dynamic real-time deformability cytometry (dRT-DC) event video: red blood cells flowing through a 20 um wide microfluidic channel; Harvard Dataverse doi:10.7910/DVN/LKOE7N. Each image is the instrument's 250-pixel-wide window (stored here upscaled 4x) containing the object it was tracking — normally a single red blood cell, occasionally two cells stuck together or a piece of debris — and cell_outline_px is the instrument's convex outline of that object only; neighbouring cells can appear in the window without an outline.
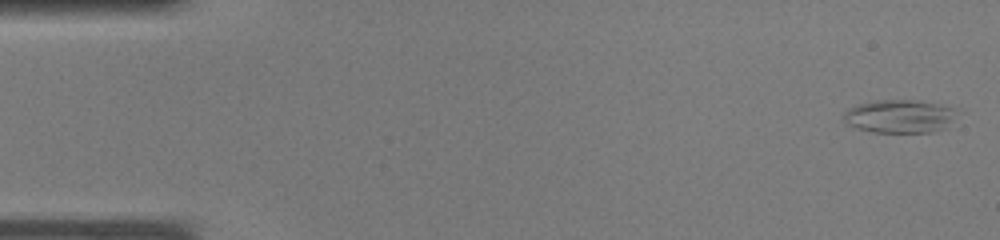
{"species": "common noctule bat (a hibernating species)", "species_latin": "Nyctalus noctula", "temperature_condition": "warm", "stored_images_in_passage": 37, "camera_frame_rate_fps": 3000, "um_per_image_px": 0.085, "animal": {"sex": "male", "body_mass_g": 19.0, "forearm_length_mm": 50.8}, "frame": {"image": 1, "passage_image": 1, "time_ms": 0.0, "image_size_px": [1000, 240], "cell_outline_px": [[960, 112], [948, 128], [932, 132], [872, 132], [856, 128], [848, 124], [844, 120], [844, 112], [848, 108], [860, 104], [876, 100], [920, 100], [940, 104], [956, 108]], "centroid_in_image_um": [76.56, 9.88], "position_along_channel_um": 8.4, "area_um2": 22.37}}
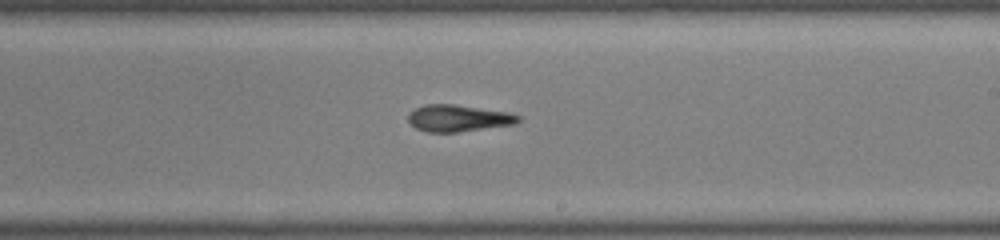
{"frame": {"image": 2, "passage_image": 22, "time_ms": 7.0, "image_size_px": [1000, 240], "cell_outline_px": [[520, 120], [516, 124], [456, 132], [428, 132], [416, 128], [408, 120], [408, 112], [424, 104], [456, 104], [508, 112], [520, 116]], "centroid_in_image_um": [38.95, 10.04], "position_along_channel_um": 250.1, "area_um2": 17.17}}
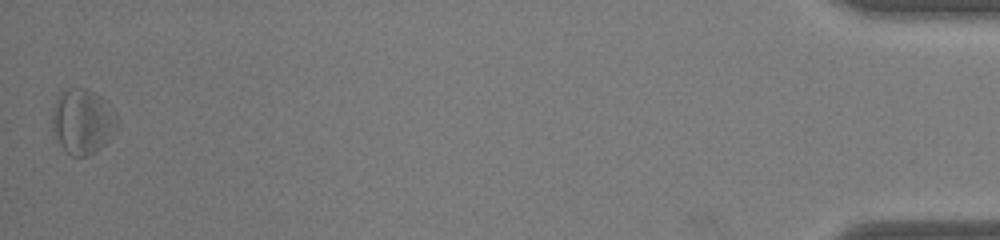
{"frame": {"image": 3, "passage_image": 37, "time_ms": 12.0, "image_size_px": [1000, 240], "cell_outline_px": [[120, 128], [96, 152], [88, 156], [72, 156], [60, 144], [52, 128], [52, 108], [56, 100], [68, 88], [84, 88], [96, 92], [108, 104], [116, 116], [120, 124]], "centroid_in_image_um": [7.05, 10.33], "position_along_channel_um": 428.1, "area_um2": 24.62}}